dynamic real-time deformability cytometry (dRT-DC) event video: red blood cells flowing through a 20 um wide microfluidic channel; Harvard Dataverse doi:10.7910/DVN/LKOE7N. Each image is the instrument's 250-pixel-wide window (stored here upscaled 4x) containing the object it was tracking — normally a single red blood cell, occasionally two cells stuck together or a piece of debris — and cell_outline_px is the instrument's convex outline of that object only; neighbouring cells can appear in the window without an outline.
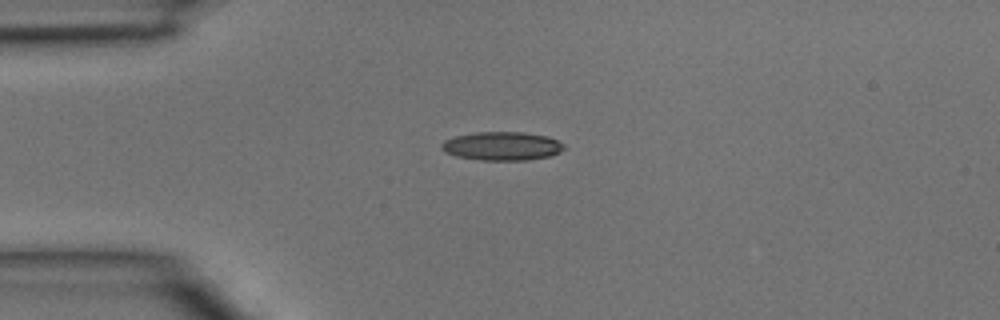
{"species": "common noctule bat (a hibernating species)", "species_latin": "Nyctalus noctula", "temperature_condition": "room temperature", "stored_images_in_passage": 1, "camera_frame_rate_fps": 3000, "um_per_image_px": 0.085, "animal": {"sex": "male", "body_mass_g": 15.6}, "frame": {"image": 1, "passage_image": 1, "time_ms": 0.0, "image_size_px": [1000, 320], "cell_outline_px": [[568, 148], [560, 152], [548, 156], [528, 160], [480, 160], [456, 156], [444, 152], [440, 148], [440, 144], [444, 140], [456, 136], [476, 132], [524, 132], [548, 136], [564, 144]], "centroid_in_image_um": [42.67, 12.41], "position_along_channel_um": 42.3, "area_um2": 20.58}}